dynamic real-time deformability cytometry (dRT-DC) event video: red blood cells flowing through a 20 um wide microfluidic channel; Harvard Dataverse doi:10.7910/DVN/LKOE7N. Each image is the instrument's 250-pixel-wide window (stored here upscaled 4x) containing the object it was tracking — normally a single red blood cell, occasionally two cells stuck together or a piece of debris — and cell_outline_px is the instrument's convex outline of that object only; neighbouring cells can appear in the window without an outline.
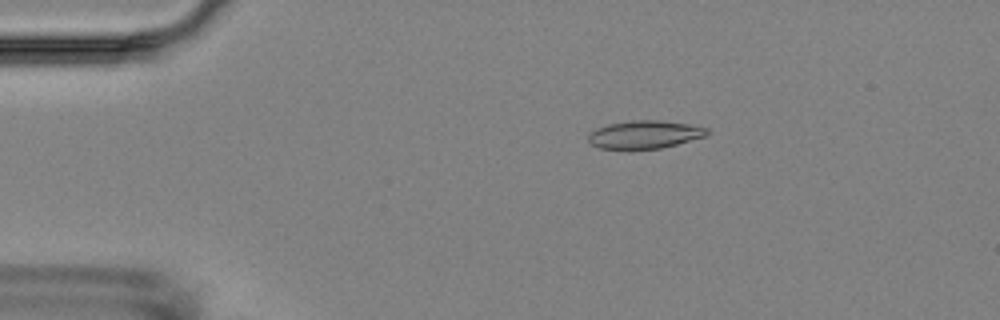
{"species": "Egyptian fruit bat (a non-hibernating species)", "species_latin": "Rousettus aegyptiacus", "temperature_condition": "room temperature", "stored_images_in_passage": 5, "camera_frame_rate_fps": 3000, "um_per_image_px": 0.085, "animal": {"sex": "female"}, "frame": {"image": 1, "passage_image": 3, "time_ms": 2.333, "image_size_px": [1000, 320], "cell_outline_px": [[708, 132], [704, 136], [676, 144], [660, 148], [628, 152], [600, 148], [592, 144], [588, 140], [588, 136], [596, 128], [608, 124], [632, 120], [660, 120], [688, 124], [708, 128]], "centroid_in_image_um": [54.72, 11.47], "position_along_channel_um": 30.3, "area_um2": 19.77}}